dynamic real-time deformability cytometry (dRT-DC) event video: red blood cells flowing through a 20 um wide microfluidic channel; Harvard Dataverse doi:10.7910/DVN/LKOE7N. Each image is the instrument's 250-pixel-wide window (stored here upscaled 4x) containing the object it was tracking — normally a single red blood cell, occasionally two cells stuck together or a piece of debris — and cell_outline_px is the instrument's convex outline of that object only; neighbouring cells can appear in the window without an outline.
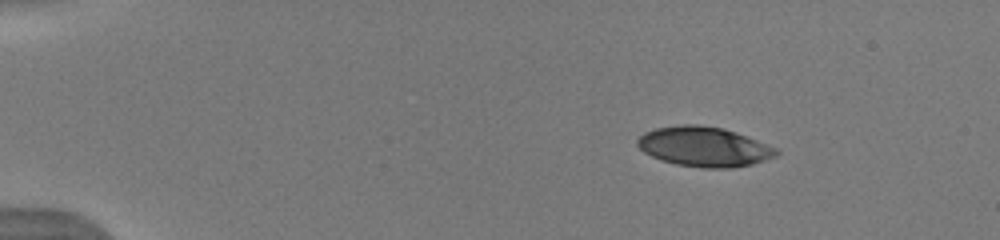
{"species": "human", "species_latin": "Homo sapiens", "temperature_condition": "warm", "stored_images_in_passage": 45, "camera_frame_rate_fps": 3000, "um_per_image_px": 0.085, "donor": {"sex": "male"}, "frame": {"image": 1, "passage_image": 1, "time_ms": 0.0, "image_size_px": [1000, 240], "cell_outline_px": [[780, 152], [776, 156], [752, 164], [732, 168], [704, 168], [676, 164], [660, 160], [644, 152], [636, 144], [636, 140], [644, 132], [656, 128], [680, 124], [700, 124], [724, 128], [736, 132], [776, 148]], "centroid_in_image_um": [59.82, 12.46], "position_along_channel_um": 25.2, "area_um2": 32.25}}
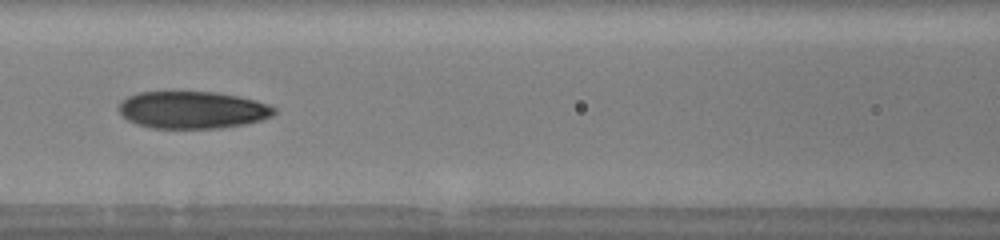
{"frame": {"image": 2, "passage_image": 18, "time_ms": 5.667, "image_size_px": [1000, 240], "cell_outline_px": [[276, 112], [272, 116], [260, 120], [244, 124], [220, 128], [152, 128], [136, 124], [128, 120], [120, 112], [120, 100], [128, 96], [140, 92], [216, 92], [240, 96], [256, 100], [268, 104], [276, 108]], "centroid_in_image_um": [16.38, 9.34], "position_along_channel_um": 150.2, "area_um2": 33.76}}
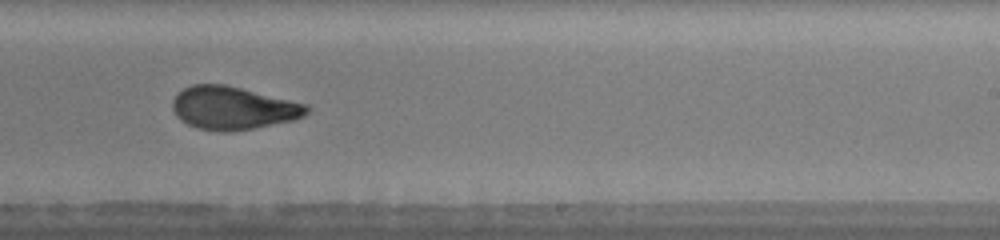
{"frame": {"image": 3, "passage_image": 27, "time_ms": 8.667, "image_size_px": [1000, 240], "cell_outline_px": [[312, 108], [304, 116], [292, 120], [232, 132], [224, 132], [196, 128], [180, 120], [176, 116], [172, 108], [172, 100], [184, 88], [192, 84], [224, 84], [308, 104]], "centroid_in_image_um": [19.8, 9.18], "position_along_channel_um": 269.2, "area_um2": 33.58}, "authors_computed_cell_mechanics": {"area_um2": 33.4662, "velocity_mm_per_s": 3.9724, "shape_relaxation_time_tau1_ms": 8.8122, "shape_relaxation_time_tau2_ms": 1.1901, "deformation_change_tau1": 0.2823, "deformation_change_tau2": 0.0771}}